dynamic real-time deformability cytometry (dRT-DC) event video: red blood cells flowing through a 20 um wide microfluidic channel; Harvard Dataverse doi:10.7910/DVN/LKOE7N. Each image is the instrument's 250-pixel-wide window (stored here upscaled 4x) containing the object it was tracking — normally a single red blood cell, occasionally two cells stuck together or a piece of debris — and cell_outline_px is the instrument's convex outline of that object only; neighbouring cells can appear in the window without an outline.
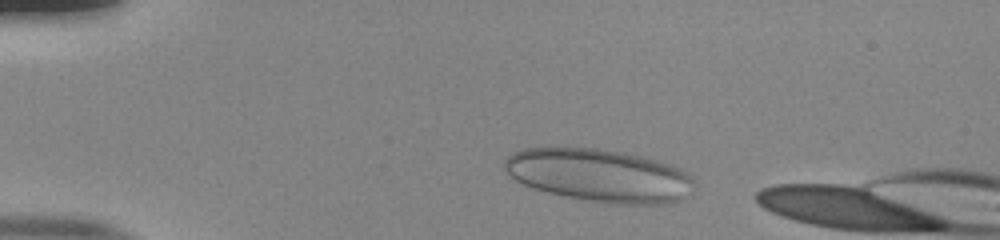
{"species": "human", "species_latin": "Homo sapiens", "temperature_condition": "room temperature", "stored_images_in_passage": 10, "camera_frame_rate_fps": 3000, "um_per_image_px": 0.085, "donor": {"sex": "male"}, "frame": {"image": 1, "passage_image": 5, "time_ms": 1.333, "image_size_px": [1000, 240], "cell_outline_px": [[692, 184], [684, 196], [680, 200], [664, 204], [604, 204], [584, 200], [548, 192], [532, 188], [508, 176], [504, 168], [504, 160], [512, 152], [524, 148], [596, 148], [624, 152], [640, 156], [668, 164], [684, 172], [692, 180]], "centroid_in_image_um": [50.84, 14.91], "position_along_channel_um": 34.2, "area_um2": 58.03}}